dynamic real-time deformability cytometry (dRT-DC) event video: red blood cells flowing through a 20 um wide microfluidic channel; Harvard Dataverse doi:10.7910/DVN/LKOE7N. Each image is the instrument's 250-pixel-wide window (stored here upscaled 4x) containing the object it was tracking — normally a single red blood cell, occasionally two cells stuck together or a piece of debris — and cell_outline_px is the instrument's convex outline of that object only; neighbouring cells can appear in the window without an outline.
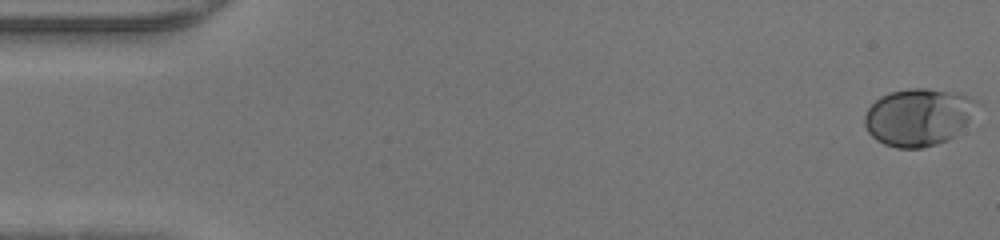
{"species": "human", "species_latin": "Homo sapiens", "temperature_condition": "warm", "stored_images_in_passage": 47, "camera_frame_rate_fps": 3000, "um_per_image_px": 0.085, "donor": {"sex": "male"}, "frame": {"image": 1, "passage_image": 1, "time_ms": 0.0, "image_size_px": [1000, 240], "cell_outline_px": [[984, 104], [948, 140], [936, 144], [920, 148], [896, 148], [884, 144], [876, 140], [868, 132], [864, 124], [864, 116], [868, 108], [880, 96], [888, 92], [908, 88], [928, 88], [960, 92], [972, 96], [980, 100]], "centroid_in_image_um": [78.11, 9.91], "position_along_channel_um": 6.9, "area_um2": 38.21}}
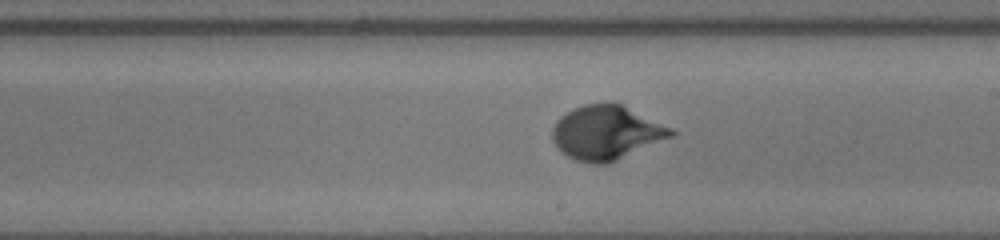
{"frame": {"image": 2, "passage_image": 27, "time_ms": 8.667, "image_size_px": [1000, 240], "cell_outline_px": [[676, 132], [672, 136], [608, 164], [592, 164], [576, 160], [560, 152], [552, 140], [552, 128], [556, 120], [560, 116], [572, 108], [584, 104], [608, 100], [612, 100], [672, 128]], "centroid_in_image_um": [51.49, 11.25], "position_along_channel_um": 237.5, "area_um2": 37.74}}
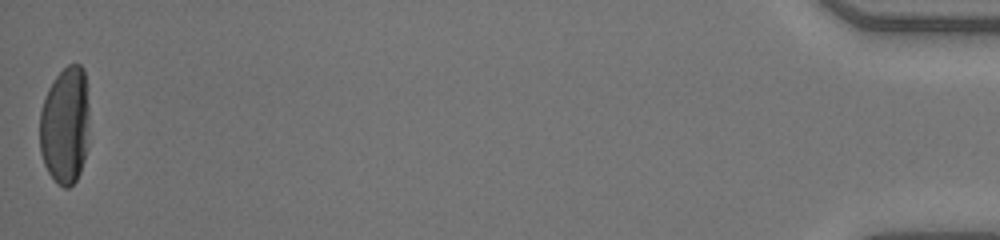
{"frame": {"image": 3, "passage_image": 47, "time_ms": 15.333, "image_size_px": [1000, 240], "cell_outline_px": [[88, 148], [80, 172], [76, 180], [68, 188], [64, 188], [56, 184], [48, 172], [44, 164], [40, 152], [40, 112], [48, 88], [56, 76], [68, 64], [80, 64], [84, 68], [88, 104]], "centroid_in_image_um": [5.54, 10.69], "position_along_channel_um": 429.7, "area_um2": 34.33}}